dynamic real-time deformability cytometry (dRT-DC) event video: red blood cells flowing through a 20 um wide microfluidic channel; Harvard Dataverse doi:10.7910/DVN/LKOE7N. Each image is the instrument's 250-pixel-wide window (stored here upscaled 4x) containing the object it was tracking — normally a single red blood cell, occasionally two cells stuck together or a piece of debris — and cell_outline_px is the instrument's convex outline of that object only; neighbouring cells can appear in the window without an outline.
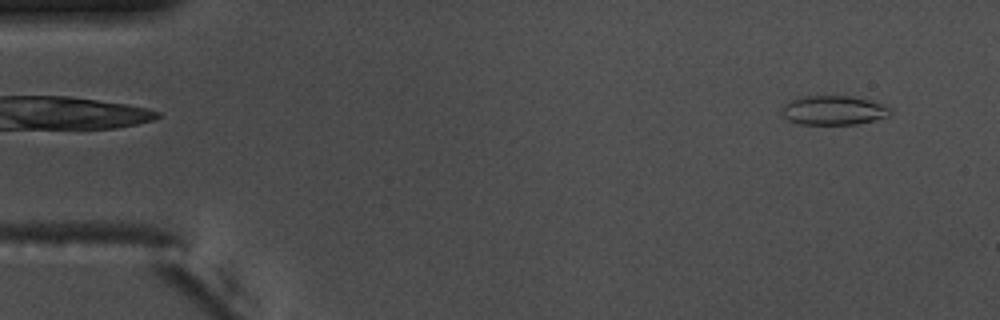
{"species": "common noctule bat (a hibernating species)", "species_latin": "Nyctalus noctula", "temperature_condition": "warm", "stored_images_in_passage": 55, "camera_frame_rate_fps": 3000, "um_per_image_px": 0.085, "animal": {"sex": "male", "body_mass_g": 17.5, "forearm_length_mm": 52.3}, "frame": {"image": 1, "passage_image": 4, "time_ms": 1.0, "image_size_px": [1000, 320], "cell_outline_px": [[892, 116], [856, 124], [800, 124], [788, 120], [784, 116], [784, 104], [800, 96], [852, 96], [868, 100], [880, 104], [888, 108], [892, 112]], "centroid_in_image_um": [70.87, 9.38], "position_along_channel_um": 14.1, "area_um2": 18.26}}
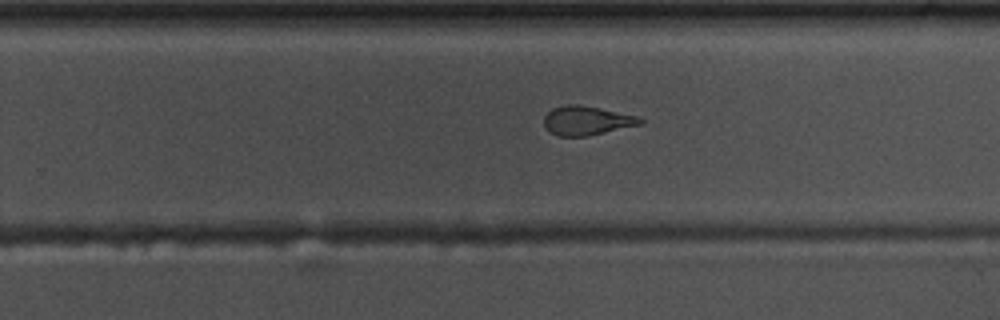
{"frame": {"image": 2, "passage_image": 35, "time_ms": 11.333, "image_size_px": [1000, 320], "cell_outline_px": [[644, 124], [588, 136], [556, 136], [548, 132], [544, 128], [544, 116], [552, 108], [568, 104], [580, 104], [600, 108], [636, 116], [644, 120]], "centroid_in_image_um": [49.84, 10.26], "position_along_channel_um": 280.0, "area_um2": 16.53}}
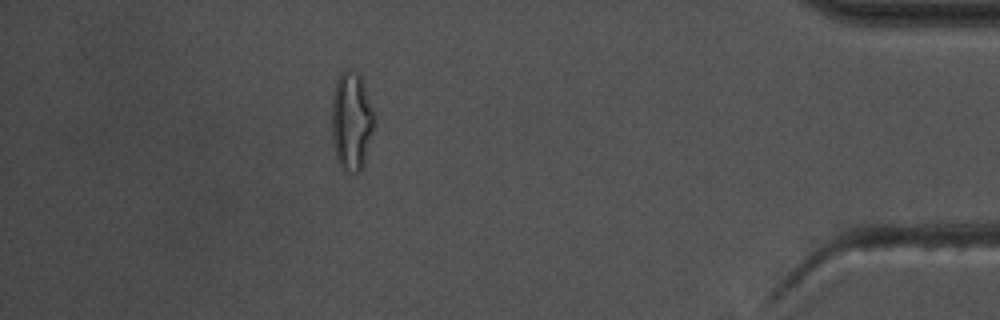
{"frame": {"image": 3, "passage_image": 49, "time_ms": 16.0, "image_size_px": [1000, 320], "cell_outline_px": [[376, 124], [364, 164], [356, 172], [348, 172], [340, 168], [336, 160], [332, 144], [332, 92], [336, 80], [340, 72], [348, 68], [356, 72], [360, 76], [376, 112]], "centroid_in_image_um": [29.89, 10.29], "position_along_channel_um": 405.3, "area_um2": 25.32}, "authors_computed_cell_mechanics": {"area_um2": 17.7446, "velocity_mm_per_s": 3.6999, "shape_relaxation_time_tau1_ms": 9.7668, "shape_relaxation_time_tau2_ms": 1.9832, "deformation_change_tau1": 0.2607, "deformation_change_tau2": 0.1}}